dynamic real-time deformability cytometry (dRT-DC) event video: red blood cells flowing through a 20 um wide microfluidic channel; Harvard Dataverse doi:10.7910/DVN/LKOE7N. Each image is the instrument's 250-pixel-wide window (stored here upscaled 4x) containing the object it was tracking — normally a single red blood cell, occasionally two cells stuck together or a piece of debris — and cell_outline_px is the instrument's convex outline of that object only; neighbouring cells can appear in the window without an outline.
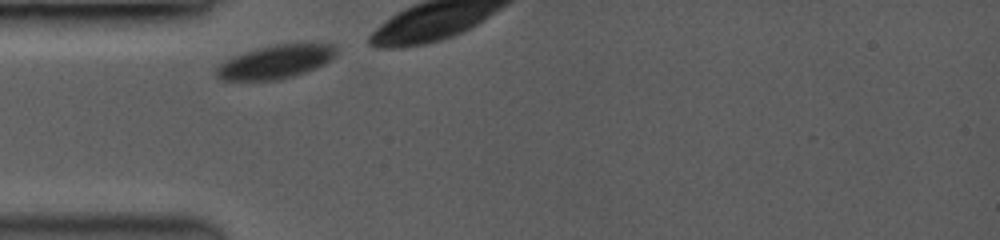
{"species": "common noctule bat (a hibernating species)", "species_latin": "Nyctalus noctula", "temperature_condition": "room temperature", "stored_images_in_passage": 4, "camera_frame_rate_fps": 3500, "um_per_image_px": 0.085, "animal": {"sex": "female", "body_mass_g": 19.0, "forearm_length_mm": 53.3}, "frame": {"image": 1, "passage_image": 1, "time_ms": 0.0, "image_size_px": [1000, 240], "cell_outline_px": [[336, 52], [324, 64], [316, 68], [292, 76], [276, 80], [220, 80], [216, 76], [216, 68], [224, 60], [232, 56], [260, 48], [276, 44], [312, 40], [332, 44], [336, 48]], "centroid_in_image_um": [23.46, 5.21], "position_along_channel_um": 61.5, "area_um2": 23.76}}